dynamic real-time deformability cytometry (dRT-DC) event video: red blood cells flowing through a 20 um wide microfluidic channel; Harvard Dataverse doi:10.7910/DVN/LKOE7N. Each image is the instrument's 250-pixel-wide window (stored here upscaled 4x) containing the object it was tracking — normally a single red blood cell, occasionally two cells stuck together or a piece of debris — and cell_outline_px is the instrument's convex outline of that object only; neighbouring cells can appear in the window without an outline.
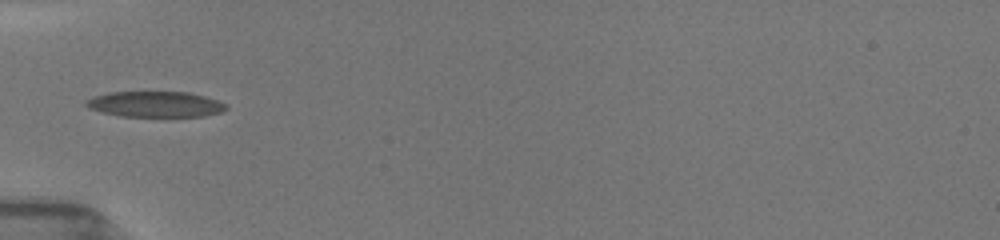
{"species": "common noctule bat (a hibernating species)", "species_latin": "Nyctalus noctula", "temperature_condition": "room temperature", "stored_images_in_passage": 9, "camera_frame_rate_fps": 3000, "um_per_image_px": 0.085, "animal": {"sex": "female", "body_mass_g": 19.5, "forearm_length_mm": 54.1}, "frame": {"image": 1, "passage_image": 1, "time_ms": 0.0, "image_size_px": [1000, 240], "cell_outline_px": [[228, 108], [220, 112], [204, 116], [120, 116], [100, 112], [88, 108], [84, 104], [84, 100], [92, 96], [108, 92], [188, 92], [204, 96], [216, 100], [224, 104]], "centroid_in_image_um": [13.11, 8.85], "position_along_channel_um": 71.9, "area_um2": 20.98}}
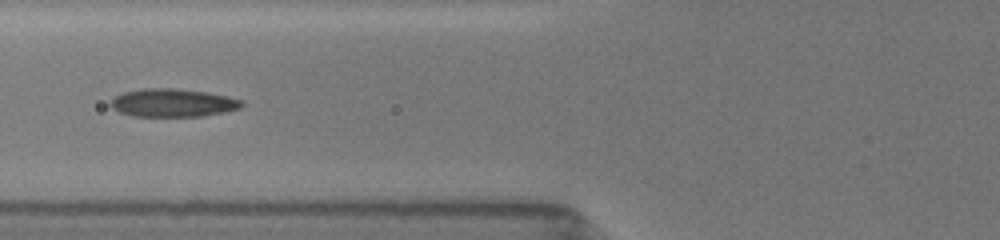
{"frame": {"image": 2, "passage_image": 6, "time_ms": 1.0, "image_size_px": [1000, 240], "cell_outline_px": [[244, 104], [240, 108], [224, 112], [200, 116], [132, 116], [120, 112], [112, 108], [108, 104], [116, 96], [124, 92], [144, 88], [172, 88], [208, 92], [228, 96], [244, 100]], "centroid_in_image_um": [14.71, 8.73], "position_along_channel_um": 111.1, "area_um2": 21.5}}